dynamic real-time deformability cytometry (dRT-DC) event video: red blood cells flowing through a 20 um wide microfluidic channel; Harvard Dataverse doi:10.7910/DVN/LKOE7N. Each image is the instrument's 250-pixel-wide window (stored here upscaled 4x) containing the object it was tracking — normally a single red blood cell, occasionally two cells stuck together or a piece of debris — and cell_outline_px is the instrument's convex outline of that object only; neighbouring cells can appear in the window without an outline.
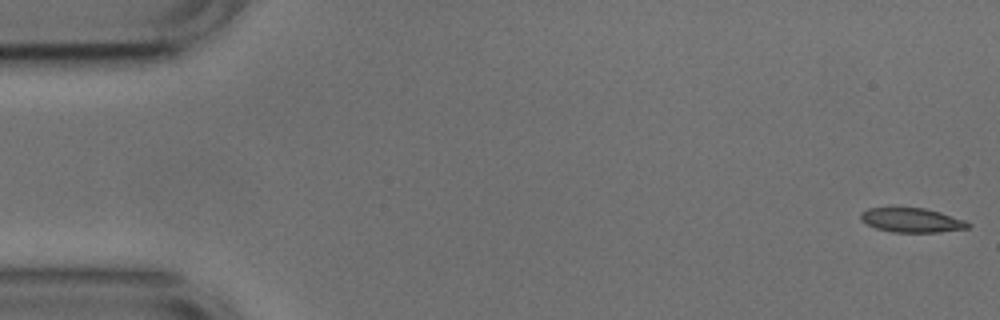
{"species": "common noctule bat (a hibernating species)", "species_latin": "Nyctalus noctula", "temperature_condition": "cold", "stored_images_in_passage": 10, "camera_frame_rate_fps": 3000, "um_per_image_px": 0.085, "animal": {"sex": "male", "body_mass_g": 17.9, "forearm_length_mm": 54.2}, "frame": {"image": 1, "passage_image": 1, "time_ms": 0.0, "image_size_px": [1000, 320], "cell_outline_px": [[972, 224], [968, 228], [940, 232], [892, 232], [876, 228], [860, 220], [860, 212], [868, 208], [924, 208], [940, 212], [964, 220]], "centroid_in_image_um": [77.49, 18.72], "position_along_channel_um": 7.5, "area_um2": 15.14}}